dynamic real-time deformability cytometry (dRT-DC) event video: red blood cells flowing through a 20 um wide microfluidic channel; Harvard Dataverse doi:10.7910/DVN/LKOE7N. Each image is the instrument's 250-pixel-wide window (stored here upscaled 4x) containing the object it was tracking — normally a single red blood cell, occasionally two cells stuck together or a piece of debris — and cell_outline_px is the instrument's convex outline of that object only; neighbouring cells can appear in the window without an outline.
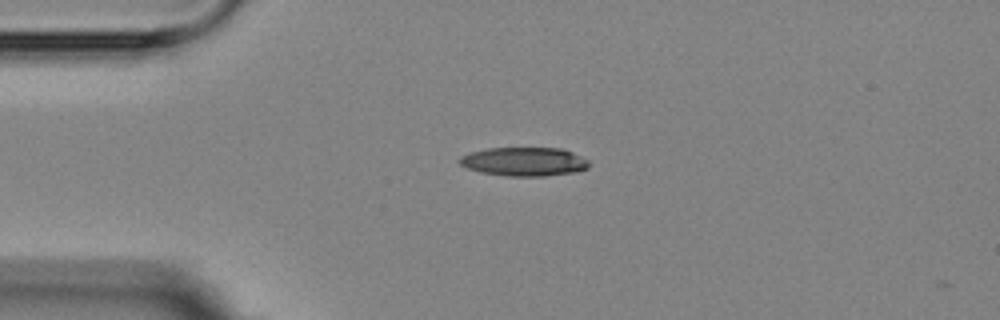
{"species": "Egyptian fruit bat (a non-hibernating species)", "species_latin": "Rousettus aegyptiacus", "temperature_condition": "room temperature", "stored_images_in_passage": 4, "camera_frame_rate_fps": 3000, "um_per_image_px": 0.085, "animal": {"sex": "female"}, "frame": {"image": 1, "passage_image": 3, "time_ms": 2.333, "image_size_px": [1000, 320], "cell_outline_px": [[588, 168], [576, 172], [544, 176], [508, 176], [480, 172], [468, 168], [460, 164], [456, 160], [460, 156], [472, 152], [488, 148], [560, 148], [572, 152], [588, 160]], "centroid_in_image_um": [44.53, 13.74], "position_along_channel_um": 40.5, "area_um2": 21.68}}